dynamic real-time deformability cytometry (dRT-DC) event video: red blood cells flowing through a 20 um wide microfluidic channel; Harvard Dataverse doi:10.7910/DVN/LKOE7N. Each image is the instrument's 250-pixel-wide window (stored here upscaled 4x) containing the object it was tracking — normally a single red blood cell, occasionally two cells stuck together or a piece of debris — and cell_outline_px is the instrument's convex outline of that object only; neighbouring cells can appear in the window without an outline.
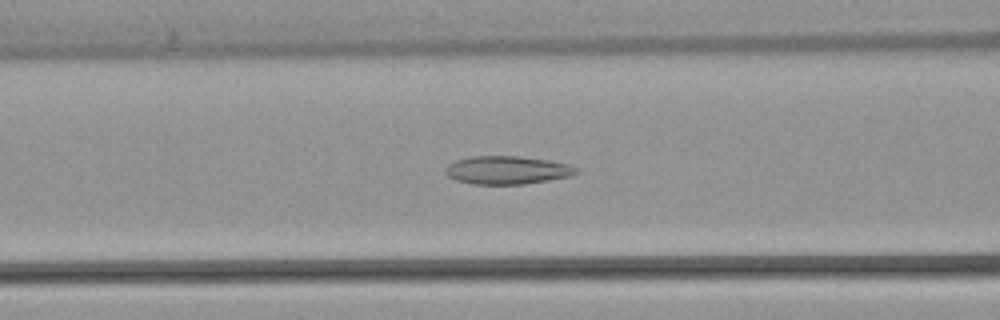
{"species": "common noctule bat (a hibernating species)", "species_latin": "Nyctalus noctula", "temperature_condition": "warm", "stored_images_in_passage": 38, "camera_frame_rate_fps": 3000, "um_per_image_px": 0.085, "animal": {"sex": "female", "body_mass_g": 22.7, "forearm_length_mm": 54.2}, "frame": {"image": 1, "passage_image": 14, "time_ms": 4.333, "image_size_px": [1000, 320], "cell_outline_px": [[580, 172], [572, 176], [524, 184], [472, 184], [456, 180], [448, 176], [444, 172], [444, 168], [448, 164], [456, 160], [472, 156], [516, 156], [548, 160], [568, 164], [580, 168]], "centroid_in_image_um": [43.12, 14.46], "position_along_channel_um": 123.5, "area_um2": 21.62}}
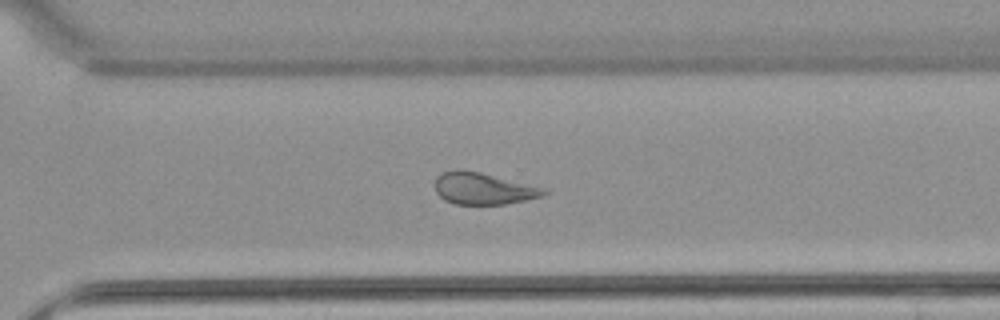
{"frame": {"image": 2, "passage_image": 30, "time_ms": 9.667, "image_size_px": [1000, 320], "cell_outline_px": [[548, 192], [544, 196], [504, 204], [456, 204], [444, 200], [436, 192], [436, 176], [444, 172], [456, 168], [460, 168], [480, 172], [548, 188]], "centroid_in_image_um": [41.1, 16.01], "position_along_channel_um": 329.5, "area_um2": 20.35}}
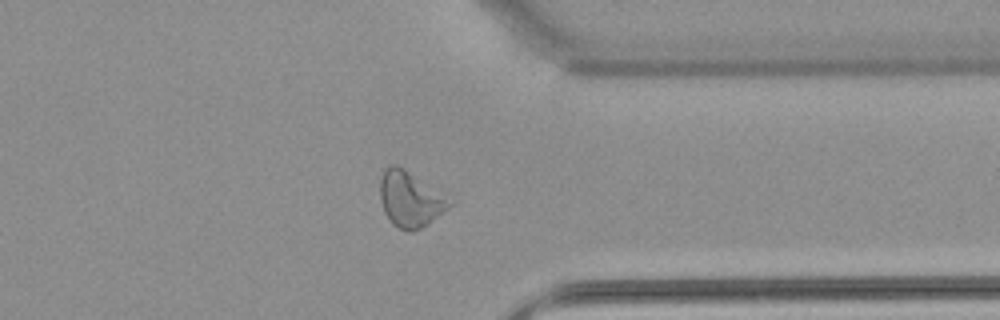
{"frame": {"image": 3, "passage_image": 34, "time_ms": 11.0, "image_size_px": [1000, 320], "cell_outline_px": [[456, 200], [448, 208], [428, 224], [412, 232], [408, 232], [392, 224], [384, 212], [380, 200], [380, 180], [384, 168], [392, 164], [396, 164], [404, 168]], "centroid_in_image_um": [34.89, 16.92], "position_along_channel_um": 376.5, "area_um2": 22.89}, "authors_computed_cell_mechanics": {"area_um2": 21.4727, "velocity_mm_per_s": 3.8689, "shape_relaxation_time_tau1_ms": null, "shape_relaxation_time_tau2_ms": 3.1864, "deformation_change_tau1": null, "deformation_change_tau2": 0.1086}}